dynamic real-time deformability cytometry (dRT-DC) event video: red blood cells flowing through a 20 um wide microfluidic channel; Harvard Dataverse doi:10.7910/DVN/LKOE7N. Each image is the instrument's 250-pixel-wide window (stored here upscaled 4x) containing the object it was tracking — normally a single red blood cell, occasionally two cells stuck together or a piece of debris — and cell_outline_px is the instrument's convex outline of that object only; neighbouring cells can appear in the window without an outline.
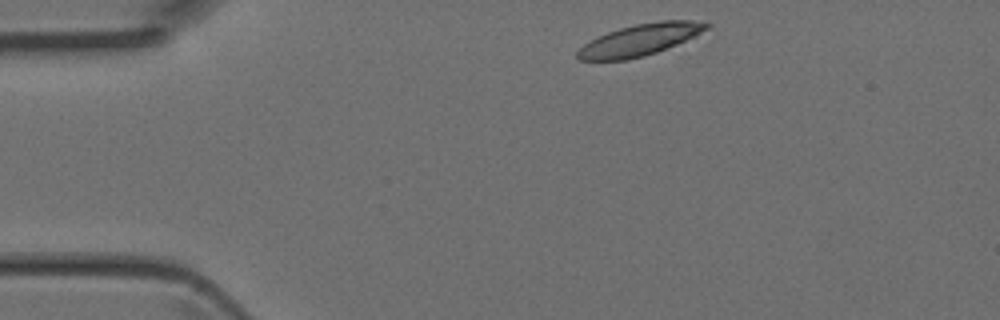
{"species": "Egyptian fruit bat (a non-hibernating species)", "species_latin": "Rousettus aegyptiacus", "temperature_condition": "room temperature", "stored_images_in_passage": 4, "camera_frame_rate_fps": 3000, "um_per_image_px": 0.085, "animal": {"sex": "female"}, "frame": {"image": 1, "passage_image": 1, "time_ms": 0.0, "image_size_px": [1000, 320], "cell_outline_px": [[712, 24], [708, 28], [696, 36], [656, 52], [644, 56], [628, 60], [580, 60], [576, 56], [576, 52], [584, 44], [608, 32], [620, 28], [636, 24], [660, 20], [692, 20]], "centroid_in_image_um": [54.42, 3.38], "position_along_channel_um": 30.6, "area_um2": 23.52}}